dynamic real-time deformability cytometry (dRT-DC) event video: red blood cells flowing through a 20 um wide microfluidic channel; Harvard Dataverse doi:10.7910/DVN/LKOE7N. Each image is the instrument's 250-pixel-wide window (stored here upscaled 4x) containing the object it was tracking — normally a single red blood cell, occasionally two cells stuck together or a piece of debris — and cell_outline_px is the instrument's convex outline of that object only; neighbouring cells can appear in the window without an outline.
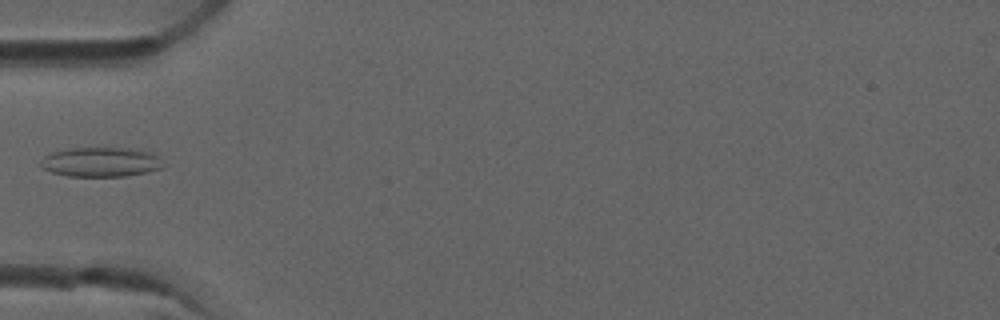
{"species": "common noctule bat (a hibernating species)", "species_latin": "Nyctalus noctula", "temperature_condition": "room temperature", "stored_images_in_passage": 5, "camera_frame_rate_fps": 3000, "um_per_image_px": 0.085, "animal": {"sex": "male", "forearm_length_mm": 52.5}, "frame": {"image": 1, "passage_image": 5, "time_ms": 1.333, "image_size_px": [1000, 320], "cell_outline_px": [[164, 164], [160, 168], [148, 172], [124, 176], [68, 176], [52, 172], [40, 168], [40, 164], [44, 156], [52, 152], [68, 148], [128, 148], [148, 152], [156, 156]], "centroid_in_image_um": [8.52, 13.77], "position_along_channel_um": 76.5, "area_um2": 20.92}}